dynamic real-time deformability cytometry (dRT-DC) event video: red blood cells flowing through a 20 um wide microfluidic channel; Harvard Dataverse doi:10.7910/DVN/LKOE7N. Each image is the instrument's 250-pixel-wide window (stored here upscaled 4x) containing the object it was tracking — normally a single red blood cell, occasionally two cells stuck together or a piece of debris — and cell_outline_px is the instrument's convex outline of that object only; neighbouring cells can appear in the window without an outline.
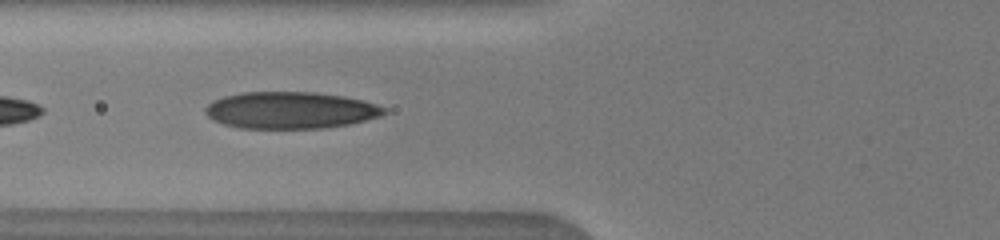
{"species": "human", "species_latin": "Homo sapiens", "temperature_condition": "warm", "stored_images_in_passage": 44, "camera_frame_rate_fps": 3000, "um_per_image_px": 0.085, "donor": {"sex": "male"}, "frame": {"image": 1, "passage_image": 11, "time_ms": 6.333, "image_size_px": [1000, 240], "cell_outline_px": [[388, 112], [380, 116], [348, 124], [324, 128], [240, 128], [224, 124], [212, 120], [204, 112], [204, 108], [212, 100], [224, 96], [240, 92], [316, 92], [344, 96], [364, 100], [388, 108]], "centroid_in_image_um": [24.68, 9.36], "position_along_channel_um": 101.1, "area_um2": 38.61}}
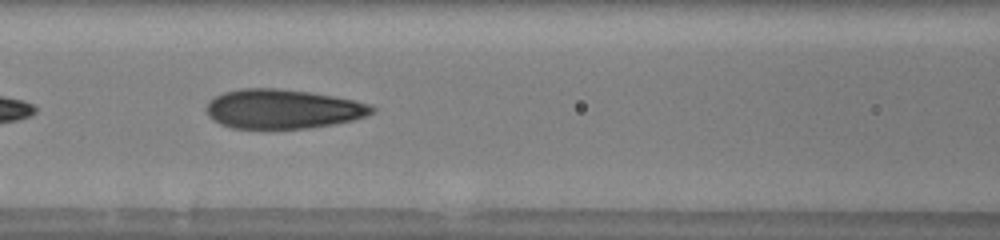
{"frame": {"image": 2, "passage_image": 13, "time_ms": 7.333, "image_size_px": [1000, 240], "cell_outline_px": [[376, 112], [368, 116], [352, 120], [312, 128], [232, 128], [220, 124], [212, 120], [208, 116], [204, 108], [216, 96], [224, 92], [240, 88], [276, 88], [308, 92], [332, 96], [352, 100], [368, 104], [376, 108]], "centroid_in_image_um": [24.02, 9.27], "position_along_channel_um": 142.6, "area_um2": 37.92}}